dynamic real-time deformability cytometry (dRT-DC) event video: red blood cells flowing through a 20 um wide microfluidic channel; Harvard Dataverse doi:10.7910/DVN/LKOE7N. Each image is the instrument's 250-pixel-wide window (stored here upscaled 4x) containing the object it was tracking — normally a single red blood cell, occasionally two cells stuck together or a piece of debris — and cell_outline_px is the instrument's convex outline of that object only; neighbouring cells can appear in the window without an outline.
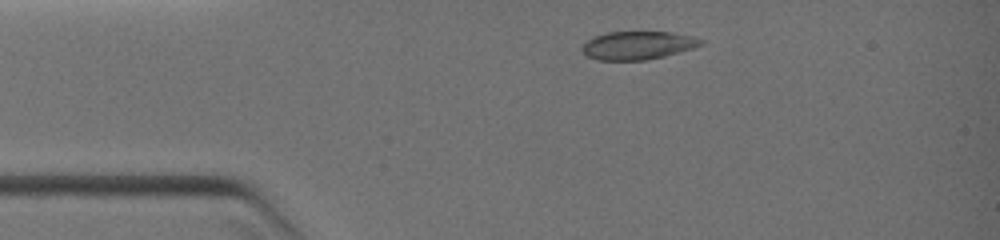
{"species": "common noctule bat (a hibernating species)", "species_latin": "Nyctalus noctula", "temperature_condition": "warm", "stored_images_in_passage": 3, "camera_frame_rate_fps": 3000, "um_per_image_px": 0.085, "animal": {"sex": "female", "body_mass_g": 19.0, "forearm_length_mm": 51.5}, "frame": {"image": 1, "passage_image": 2, "time_ms": 1.0, "image_size_px": [1000, 240], "cell_outline_px": [[704, 44], [692, 48], [664, 56], [644, 60], [596, 60], [588, 56], [580, 48], [584, 40], [604, 32], [672, 32], [692, 36], [704, 40]], "centroid_in_image_um": [54.17, 3.84], "position_along_channel_um": 30.8, "area_um2": 19.65}}